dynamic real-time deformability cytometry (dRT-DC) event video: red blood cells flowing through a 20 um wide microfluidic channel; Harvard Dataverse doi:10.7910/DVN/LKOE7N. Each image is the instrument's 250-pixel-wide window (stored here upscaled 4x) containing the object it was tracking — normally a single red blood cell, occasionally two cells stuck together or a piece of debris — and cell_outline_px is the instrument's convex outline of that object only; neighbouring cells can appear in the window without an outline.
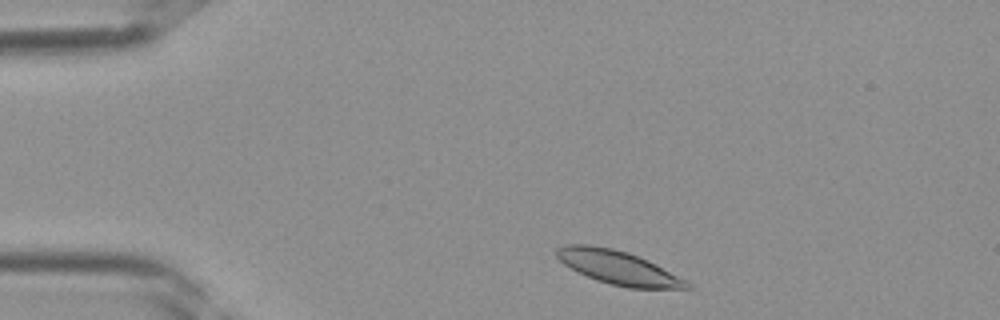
{"species": "Egyptian fruit bat (a non-hibernating species)", "species_latin": "Rousettus aegyptiacus", "temperature_condition": "room temperature", "stored_images_in_passage": 34, "camera_frame_rate_fps": 3000, "um_per_image_px": 0.085, "frame": {"image": 1, "passage_image": 2, "time_ms": 0.333, "image_size_px": [1000, 320], "cell_outline_px": [[692, 288], [628, 288], [596, 280], [564, 264], [556, 256], [556, 248], [568, 244], [588, 244], [612, 248], [628, 252], [648, 260], [656, 264], [692, 284]], "centroid_in_image_um": [52.54, 22.73], "position_along_channel_um": 32.5, "area_um2": 25.2}}
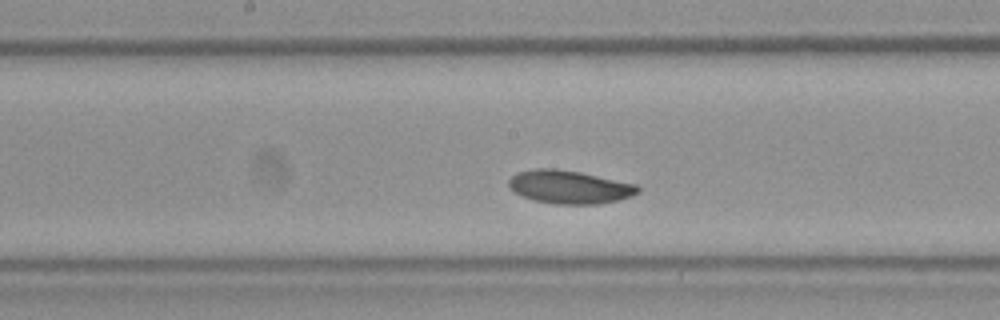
{"frame": {"image": 2, "passage_image": 15, "time_ms": 4.667, "image_size_px": [1000, 320], "cell_outline_px": [[640, 192], [632, 196], [620, 200], [596, 204], [556, 204], [532, 200], [520, 196], [508, 184], [508, 180], [516, 172], [536, 168], [556, 168], [580, 172], [636, 184], [640, 188]], "centroid_in_image_um": [48.4, 15.89], "position_along_channel_um": 199.8, "area_um2": 25.14}}
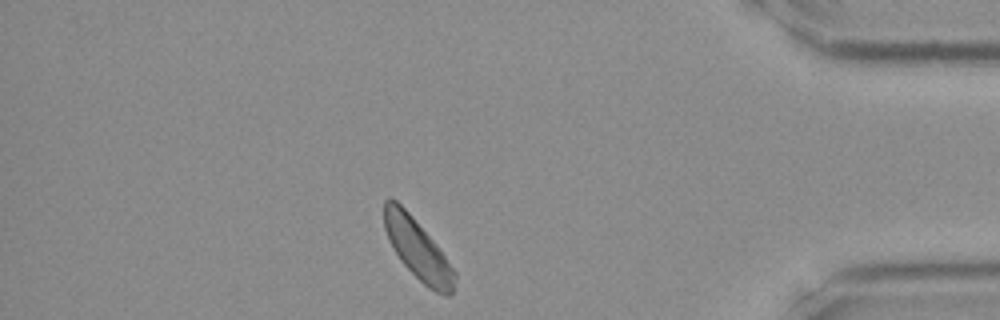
{"frame": {"image": 3, "passage_image": 29, "time_ms": 9.333, "image_size_px": [1000, 320], "cell_outline_px": [[456, 280], [452, 292], [448, 296], [444, 296], [428, 288], [400, 260], [388, 240], [384, 228], [384, 200], [396, 200], [408, 212], [432, 240], [456, 272]], "centroid_in_image_um": [35.5, 21.22], "position_along_channel_um": 399.7, "area_um2": 24.16}}